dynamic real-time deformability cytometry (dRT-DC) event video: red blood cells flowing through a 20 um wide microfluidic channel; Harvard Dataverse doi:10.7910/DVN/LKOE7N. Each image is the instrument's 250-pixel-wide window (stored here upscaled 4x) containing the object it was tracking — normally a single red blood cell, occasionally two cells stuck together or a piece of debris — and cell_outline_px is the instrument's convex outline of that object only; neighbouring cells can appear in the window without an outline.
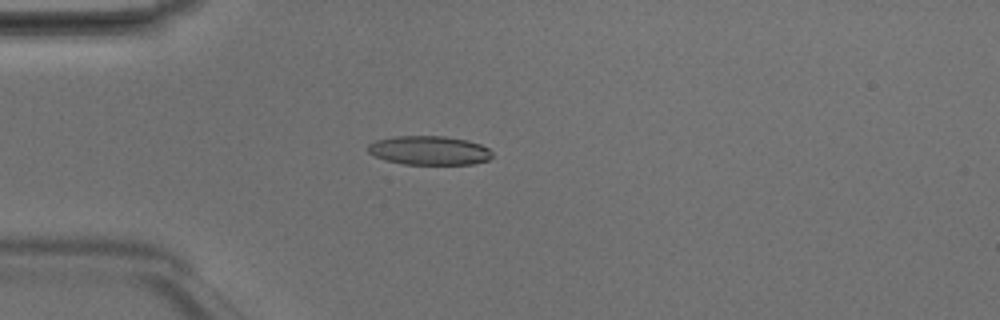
{"species": "Egyptian fruit bat (a non-hibernating species)", "species_latin": "Rousettus aegyptiacus", "temperature_condition": "room temperature", "stored_images_in_passage": 47, "camera_frame_rate_fps": 3000, "um_per_image_px": 0.085, "animal": {"sex": "male"}, "frame": {"image": 1, "passage_image": 12, "time_ms": 3.667, "image_size_px": [1000, 320], "cell_outline_px": [[492, 156], [488, 160], [472, 164], [404, 164], [384, 160], [368, 152], [368, 144], [376, 140], [392, 136], [444, 136], [468, 140], [480, 144], [488, 148], [492, 152]], "centroid_in_image_um": [36.48, 12.78], "position_along_channel_um": 48.5, "area_um2": 21.04}}
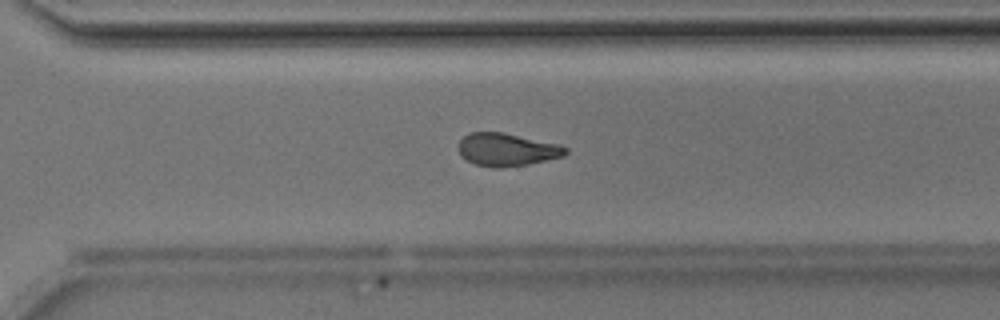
{"frame": {"image": 2, "passage_image": 33, "time_ms": 10.667, "image_size_px": [1000, 320], "cell_outline_px": [[568, 152], [564, 156], [528, 164], [500, 168], [492, 168], [476, 164], [460, 156], [456, 148], [460, 140], [464, 136], [472, 132], [504, 132], [560, 144], [568, 148]], "centroid_in_image_um": [43.08, 12.71], "position_along_channel_um": 327.5, "area_um2": 20.75}}
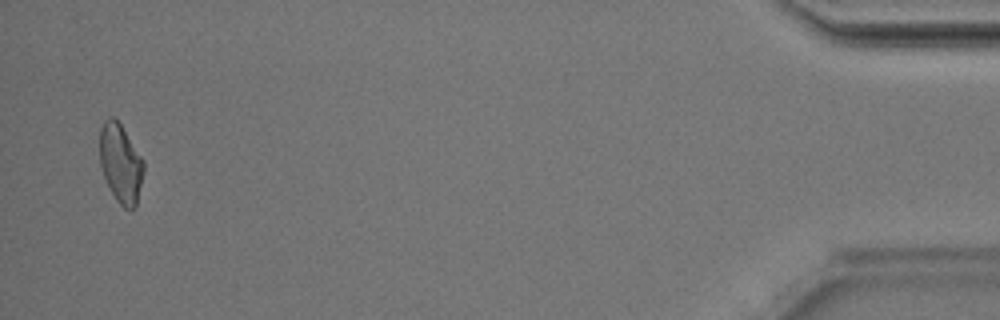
{"frame": {"image": 3, "passage_image": 46, "time_ms": 15.0, "image_size_px": [1000, 320], "cell_outline_px": [[144, 168], [136, 208], [132, 212], [124, 208], [116, 200], [104, 176], [100, 164], [100, 128], [104, 120], [108, 116], [112, 116], [120, 124], [144, 160]], "centroid_in_image_um": [10.26, 13.91], "position_along_channel_um": 424.9, "area_um2": 20.17}, "authors_computed_cell_mechanics": {"area_um2": 20.9236, "velocity_mm_per_s": 4.2004, "shape_relaxation_time_tau1_ms": 6.6145, "shape_relaxation_time_tau2_ms": 3.0095, "deformation_change_tau1": 0.1738, "deformation_change_tau2": 0.1039}}